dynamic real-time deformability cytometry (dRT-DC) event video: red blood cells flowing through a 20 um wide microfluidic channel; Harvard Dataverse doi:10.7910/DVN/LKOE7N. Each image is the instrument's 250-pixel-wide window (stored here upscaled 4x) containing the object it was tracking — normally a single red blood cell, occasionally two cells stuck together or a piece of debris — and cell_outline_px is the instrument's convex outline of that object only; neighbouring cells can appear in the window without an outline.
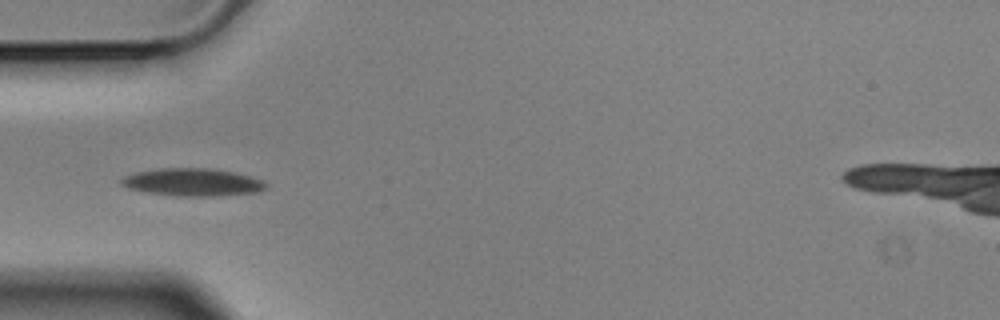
{"species": "Egyptian fruit bat (a non-hibernating species)", "species_latin": "Rousettus aegyptiacus", "temperature_condition": "cold", "stored_images_in_passage": 2, "camera_frame_rate_fps": 3000, "um_per_image_px": 0.085, "animal": {"sex": "male"}, "frame": {"image": 1, "passage_image": 1, "time_ms": 0.0, "image_size_px": [1000, 320], "cell_outline_px": [[268, 188], [260, 192], [212, 196], [176, 196], [148, 192], [128, 188], [120, 184], [120, 180], [124, 176], [136, 172], [160, 168], [212, 168], [232, 172], [264, 180], [268, 184]], "centroid_in_image_um": [16.4, 15.49], "position_along_channel_um": 68.6, "area_um2": 23.35}}
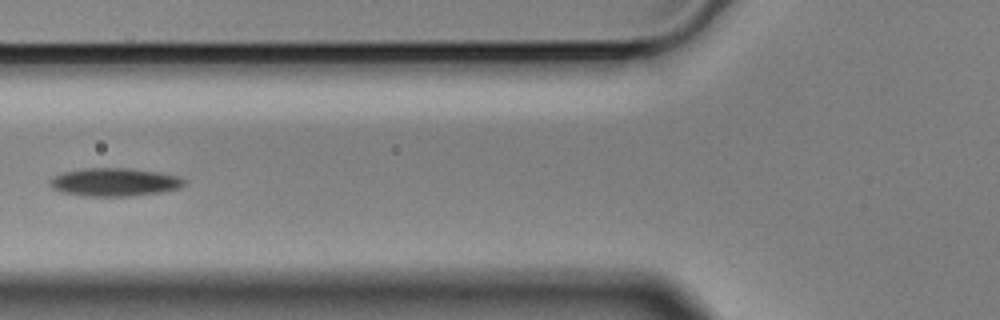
{"frame": {"image": 2, "passage_image": 2, "time_ms": 0.333, "image_size_px": [1000, 320], "cell_outline_px": [[188, 184], [180, 188], [160, 192], [132, 196], [84, 196], [60, 192], [52, 188], [48, 184], [48, 180], [52, 176], [60, 172], [84, 168], [132, 168], [160, 172], [180, 176], [188, 180]], "centroid_in_image_um": [9.74, 15.47], "position_along_channel_um": 116.1, "area_um2": 22.66}}